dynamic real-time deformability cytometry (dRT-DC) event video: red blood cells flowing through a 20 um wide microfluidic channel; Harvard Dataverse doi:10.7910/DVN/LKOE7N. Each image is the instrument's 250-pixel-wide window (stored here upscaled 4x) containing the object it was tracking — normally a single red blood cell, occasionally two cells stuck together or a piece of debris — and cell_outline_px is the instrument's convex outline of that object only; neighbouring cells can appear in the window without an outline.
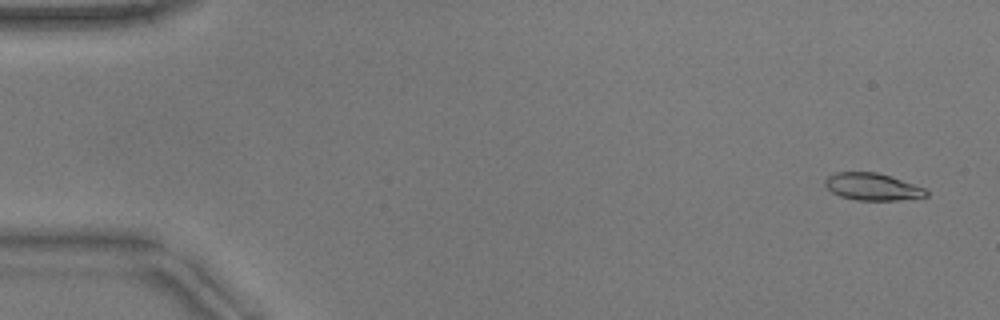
{"species": "common noctule bat (a hibernating species)", "species_latin": "Nyctalus noctula", "temperature_condition": "warm", "stored_images_in_passage": 53, "camera_frame_rate_fps": 3000, "um_per_image_px": 0.085, "animal": {"sex": "male", "body_mass_g": 17.9}, "frame": {"image": 1, "passage_image": 3, "time_ms": 0.667, "image_size_px": [1000, 320], "cell_outline_px": [[928, 196], [900, 200], [856, 200], [840, 196], [832, 192], [824, 184], [824, 180], [828, 176], [836, 172], [876, 172], [924, 188], [928, 192]], "centroid_in_image_um": [74.12, 15.88], "position_along_channel_um": 10.9, "area_um2": 15.78}}
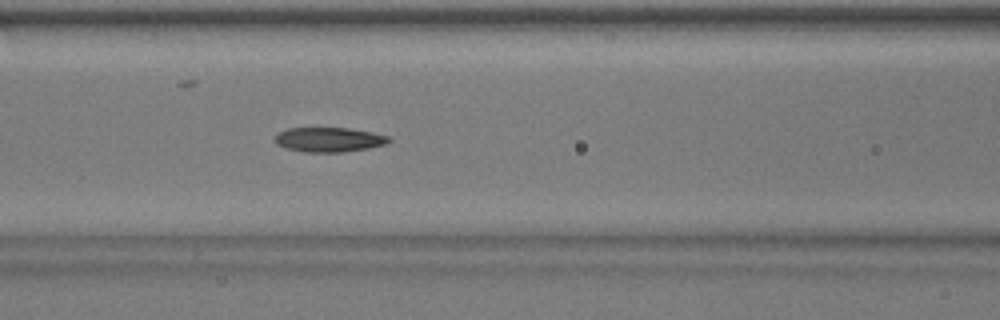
{"frame": {"image": 2, "passage_image": 23, "time_ms": 7.333, "image_size_px": [1000, 320], "cell_outline_px": [[392, 140], [388, 144], [368, 148], [344, 152], [304, 152], [288, 148], [276, 144], [272, 140], [280, 132], [288, 128], [348, 128], [372, 132], [388, 136]], "centroid_in_image_um": [27.99, 11.87], "position_along_channel_um": 138.6, "area_um2": 16.36}}
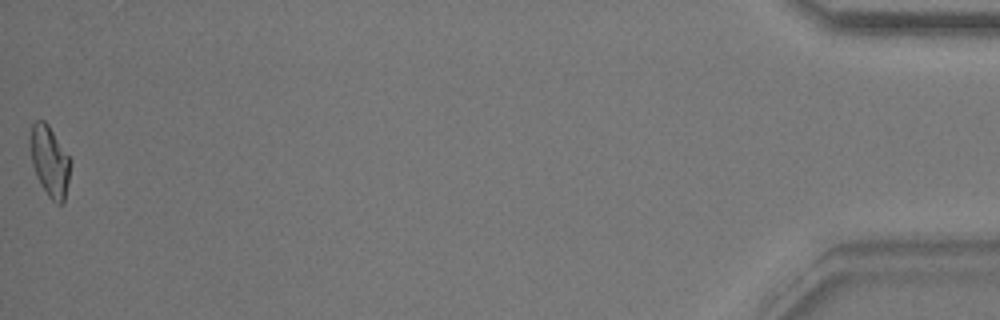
{"frame": {"image": 3, "passage_image": 53, "time_ms": 17.333, "image_size_px": [1000, 320], "cell_outline_px": [[72, 160], [64, 204], [56, 204], [48, 196], [40, 184], [36, 176], [32, 164], [28, 144], [28, 140], [32, 124], [36, 120], [44, 120], [48, 124]], "centroid_in_image_um": [4.21, 13.69], "position_along_channel_um": 431.0, "area_um2": 16.99}, "authors_computed_cell_mechanics": {"area_um2": 16.3574, "velocity_mm_per_s": 3.8727, "shape_relaxation_time_tau1_ms": null, "shape_relaxation_time_tau2_ms": 6.0959, "deformation_change_tau1": null, "deformation_change_tau2": 0.1294}}